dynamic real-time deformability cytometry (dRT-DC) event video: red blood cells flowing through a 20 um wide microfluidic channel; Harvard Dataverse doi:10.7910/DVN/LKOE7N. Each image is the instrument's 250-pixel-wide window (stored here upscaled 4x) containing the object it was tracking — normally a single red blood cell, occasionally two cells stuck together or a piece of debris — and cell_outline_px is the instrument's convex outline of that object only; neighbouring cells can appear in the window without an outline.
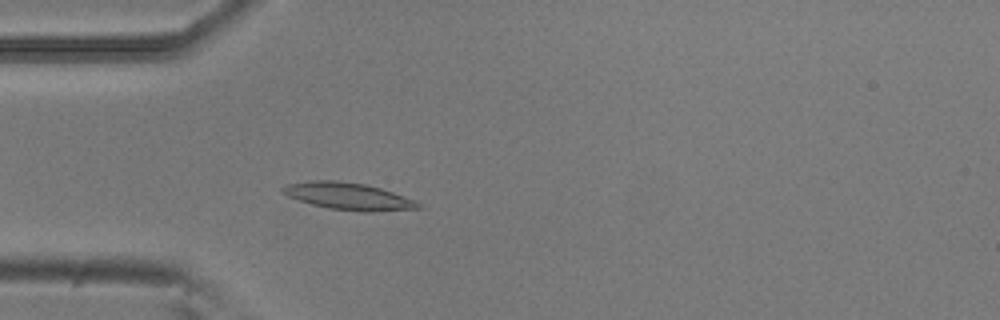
{"species": "common noctule bat (a hibernating species)", "species_latin": "Nyctalus noctula", "temperature_condition": "room temperature", "stored_images_in_passage": 53, "camera_frame_rate_fps": 3000, "um_per_image_px": 0.085, "animal": {"sex": "male", "body_mass_g": 20.5, "forearm_length_mm": 52.5}, "frame": {"image": 1, "passage_image": 15, "time_ms": 4.667, "image_size_px": [1000, 320], "cell_outline_px": [[424, 208], [372, 212], [360, 212], [328, 208], [312, 204], [288, 196], [280, 192], [280, 188], [288, 184], [308, 180], [336, 180], [364, 184], [380, 188], [416, 200], [424, 204]], "centroid_in_image_um": [29.65, 16.69], "position_along_channel_um": 55.4, "area_um2": 21.62}}
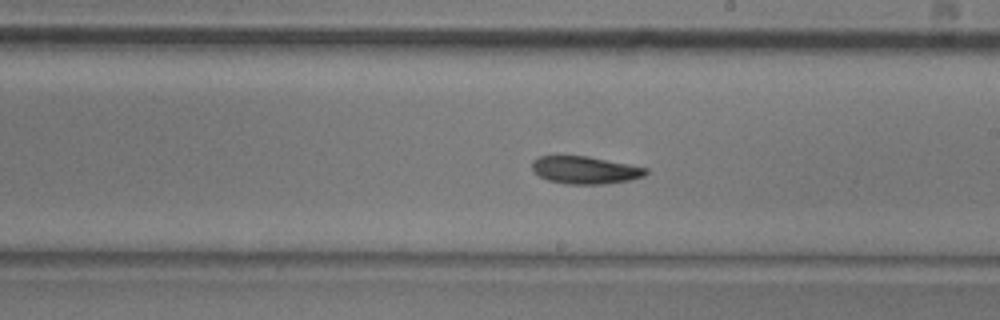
{"frame": {"image": 2, "passage_image": 30, "time_ms": 9.667, "image_size_px": [1000, 320], "cell_outline_px": [[648, 172], [644, 176], [632, 180], [604, 184], [564, 184], [548, 180], [540, 176], [532, 168], [532, 160], [540, 156], [588, 156], [648, 168]], "centroid_in_image_um": [49.76, 14.46], "position_along_channel_um": 239.2, "area_um2": 18.26}}
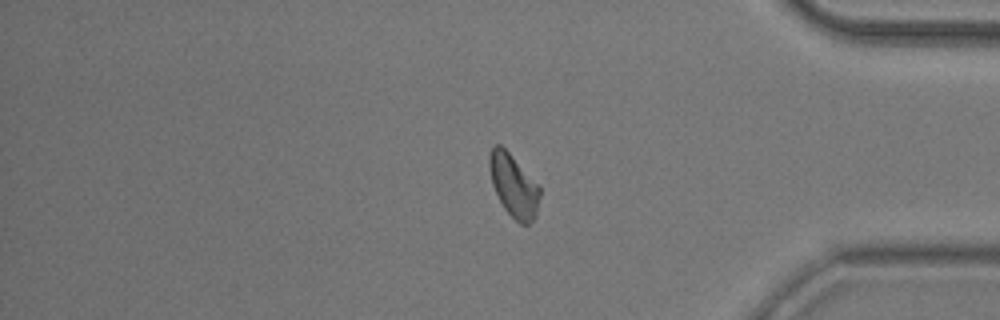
{"frame": {"image": 3, "passage_image": 44, "time_ms": 14.333, "image_size_px": [1000, 320], "cell_outline_px": [[540, 196], [536, 216], [528, 224], [520, 224], [504, 208], [492, 184], [488, 168], [488, 156], [492, 144], [500, 144], [540, 184]], "centroid_in_image_um": [43.66, 15.74], "position_along_channel_um": 391.5, "area_um2": 18.61}, "authors_computed_cell_mechanics": {"area_um2": 18.785, "velocity_mm_per_s": 3.769, "shape_relaxation_time_tau1_ms": 5.152, "shape_relaxation_time_tau2_ms": 11.2521, "deformation_change_tau1": 0.1286, "deformation_change_tau2": 0.1919}}